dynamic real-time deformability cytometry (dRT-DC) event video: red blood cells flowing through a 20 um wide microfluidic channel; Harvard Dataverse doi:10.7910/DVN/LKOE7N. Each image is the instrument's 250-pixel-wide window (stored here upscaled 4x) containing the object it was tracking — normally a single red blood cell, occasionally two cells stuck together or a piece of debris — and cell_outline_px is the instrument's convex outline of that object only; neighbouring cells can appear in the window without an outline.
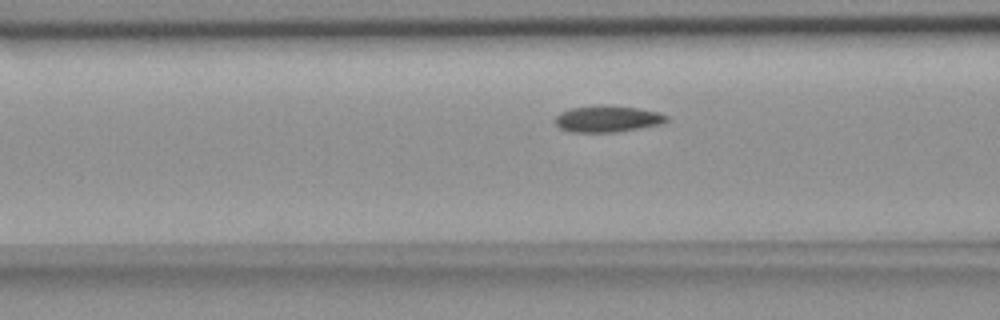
{"species": "common noctule bat (a hibernating species)", "species_latin": "Nyctalus noctula", "temperature_condition": "room temperature", "stored_images_in_passage": 41, "camera_frame_rate_fps": 3000, "um_per_image_px": 0.085, "animal": {"sex": "female", "body_mass_g": 18.4}, "frame": {"image": 1, "passage_image": 12, "time_ms": 3.667, "image_size_px": [1000, 320], "cell_outline_px": [[668, 120], [664, 124], [616, 132], [572, 132], [560, 128], [556, 124], [556, 116], [560, 112], [568, 108], [640, 108], [660, 112], [668, 116]], "centroid_in_image_um": [51.7, 10.15], "position_along_channel_um": 114.9, "area_um2": 16.47}}
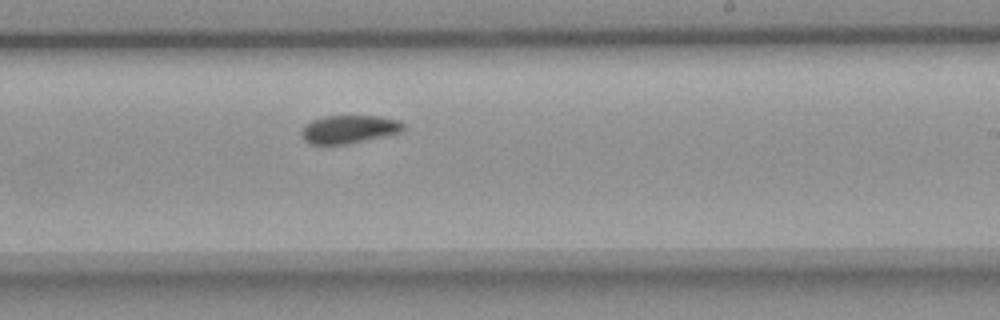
{"frame": {"image": 2, "passage_image": 24, "time_ms": 7.667, "image_size_px": [1000, 320], "cell_outline_px": [[404, 132], [348, 144], [312, 144], [304, 140], [300, 132], [304, 124], [312, 120], [324, 116], [380, 116], [400, 120], [404, 124]], "centroid_in_image_um": [29.69, 10.98], "position_along_channel_um": 259.3, "area_um2": 16.94}}
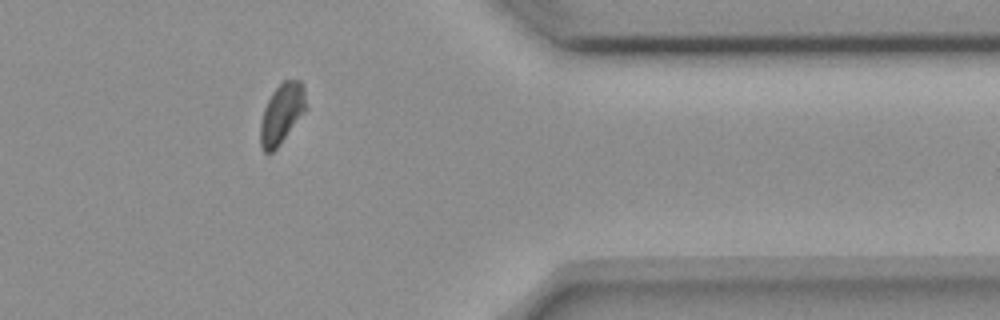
{"frame": {"image": 3, "passage_image": 36, "time_ms": 11.667, "image_size_px": [1000, 320], "cell_outline_px": [[308, 108], [280, 144], [272, 152], [264, 152], [260, 144], [260, 124], [264, 108], [272, 92], [284, 80], [300, 80], [304, 84]], "centroid_in_image_um": [23.98, 9.63], "position_along_channel_um": 387.4, "area_um2": 16.13}, "authors_computed_cell_mechanics": {"area_um2": 17.1666, "velocity_mm_per_s": 3.627, "shape_relaxation_time_tau1_ms": 7.4854, "shape_relaxation_time_tau2_ms": null, "deformation_change_tau1": 0.1292, "deformation_change_tau2": null}}